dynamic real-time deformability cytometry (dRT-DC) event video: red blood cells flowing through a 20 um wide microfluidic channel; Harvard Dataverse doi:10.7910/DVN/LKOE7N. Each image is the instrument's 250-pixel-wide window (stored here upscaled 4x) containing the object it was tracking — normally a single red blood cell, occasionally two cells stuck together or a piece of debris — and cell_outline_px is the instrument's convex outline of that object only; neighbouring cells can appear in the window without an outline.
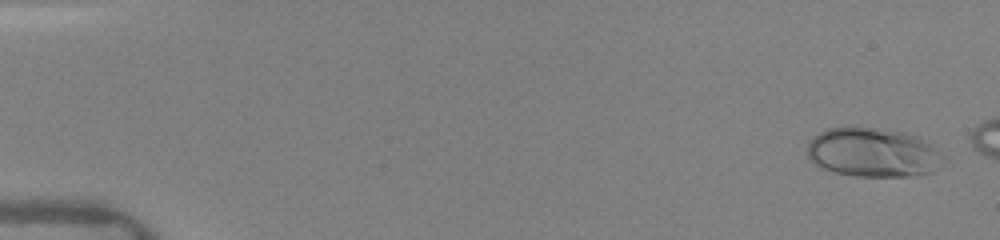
{"species": "human", "species_latin": "Homo sapiens", "temperature_condition": "warm", "stored_images_in_passage": 10, "camera_frame_rate_fps": 3000, "um_per_image_px": 0.085, "donor": {"sex": "female"}, "frame": {"image": 1, "passage_image": 1, "time_ms": 0.0, "image_size_px": [1000, 240], "cell_outline_px": [[948, 160], [940, 168], [932, 172], [912, 176], [856, 176], [836, 172], [820, 168], [812, 164], [808, 156], [808, 144], [820, 132], [828, 128], [852, 124], [880, 128], [904, 132], [928, 140], [948, 156]], "centroid_in_image_um": [74.29, 12.94], "position_along_channel_um": 10.7, "area_um2": 40.34}}